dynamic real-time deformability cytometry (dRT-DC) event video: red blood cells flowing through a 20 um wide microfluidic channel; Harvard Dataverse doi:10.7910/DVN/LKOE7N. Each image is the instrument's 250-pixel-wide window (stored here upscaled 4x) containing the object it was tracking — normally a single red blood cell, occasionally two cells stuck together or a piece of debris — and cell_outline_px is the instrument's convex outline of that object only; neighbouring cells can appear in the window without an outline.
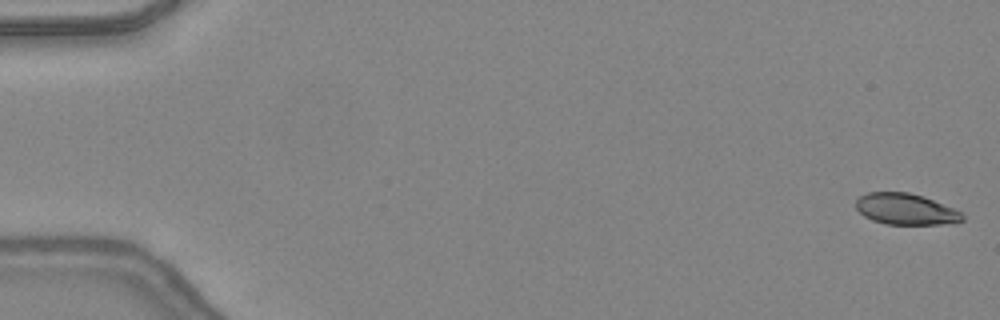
{"species": "common noctule bat (a hibernating species)", "species_latin": "Nyctalus noctula", "temperature_condition": "warm", "stored_images_in_passage": 12, "camera_frame_rate_fps": 3000, "um_per_image_px": 0.085, "animal": {"sex": "female", "body_mass_g": 24.6, "forearm_length_mm": 56.2}, "frame": {"image": 1, "passage_image": 1, "time_ms": 0.0, "image_size_px": [1000, 320], "cell_outline_px": [[964, 220], [940, 224], [884, 224], [872, 220], [864, 216], [856, 208], [856, 200], [860, 196], [868, 192], [908, 192], [924, 196], [952, 208], [960, 212], [964, 216]], "centroid_in_image_um": [76.95, 17.77], "position_along_channel_um": 8.1, "area_um2": 19.19}}